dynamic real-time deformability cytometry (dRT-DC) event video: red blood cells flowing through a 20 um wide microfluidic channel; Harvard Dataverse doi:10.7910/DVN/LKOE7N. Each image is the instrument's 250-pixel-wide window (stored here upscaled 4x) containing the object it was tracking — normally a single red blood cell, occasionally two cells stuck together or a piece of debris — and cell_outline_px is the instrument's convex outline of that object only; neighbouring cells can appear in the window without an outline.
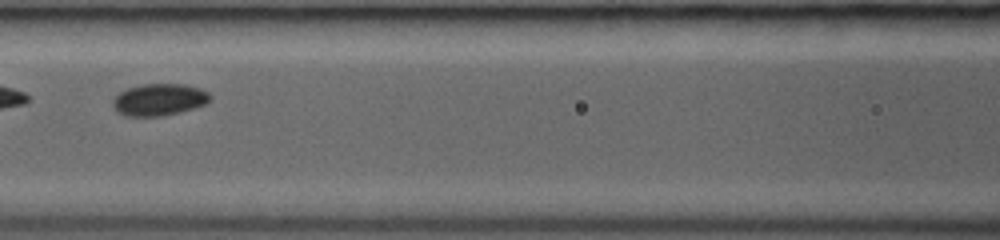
{"species": "common noctule bat (a hibernating species)", "species_latin": "Nyctalus noctula", "temperature_condition": "room temperature", "stored_images_in_passage": 41, "segment_of_instrument_passage": [2, 2], "camera_frame_rate_fps": 3000, "um_per_image_px": 0.085, "animal": {"sex": "female", "body_mass_g": 19.0, "forearm_length_mm": 53.3}, "frame": {"image": 1, "passage_image": 13, "time_ms": 4.667, "image_size_px": [1000, 240], "cell_outline_px": [[212, 100], [208, 104], [180, 112], [160, 116], [124, 116], [116, 112], [112, 104], [112, 100], [120, 92], [128, 88], [144, 84], [184, 84], [200, 88], [208, 92], [212, 96]], "centroid_in_image_um": [13.56, 8.47], "position_along_channel_um": 153.0, "area_um2": 18.32}}
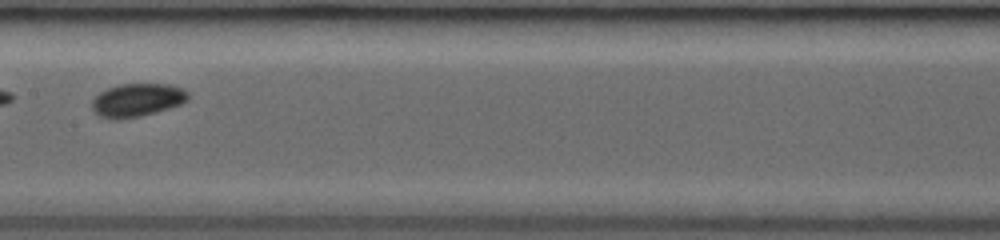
{"frame": {"image": 2, "passage_image": 16, "time_ms": 5.667, "image_size_px": [1000, 240], "cell_outline_px": [[188, 100], [180, 104], [156, 112], [140, 116], [116, 120], [100, 116], [92, 108], [92, 100], [100, 92], [108, 88], [120, 84], [168, 84], [184, 88], [188, 92]], "centroid_in_image_um": [11.67, 8.5], "position_along_channel_um": 195.7, "area_um2": 18.5}}
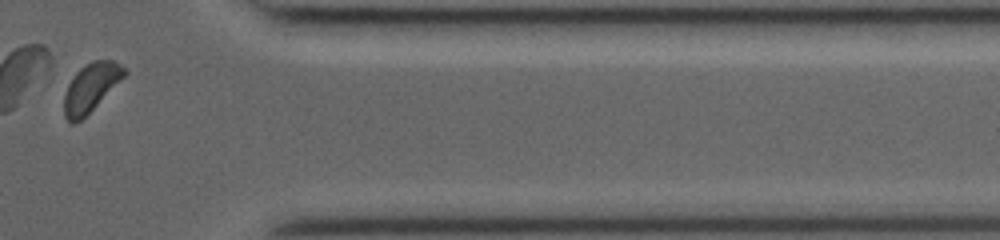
{"frame": {"image": 3, "passage_image": 38, "time_ms": 10.667, "image_size_px": [1000, 240], "cell_outline_px": [[128, 72], [80, 120], [72, 124], [64, 116], [64, 96], [68, 84], [76, 72], [84, 64], [92, 60], [112, 60], [128, 68]], "centroid_in_image_um": [7.71, 7.39], "position_along_channel_um": 403.7, "area_um2": 16.59}}